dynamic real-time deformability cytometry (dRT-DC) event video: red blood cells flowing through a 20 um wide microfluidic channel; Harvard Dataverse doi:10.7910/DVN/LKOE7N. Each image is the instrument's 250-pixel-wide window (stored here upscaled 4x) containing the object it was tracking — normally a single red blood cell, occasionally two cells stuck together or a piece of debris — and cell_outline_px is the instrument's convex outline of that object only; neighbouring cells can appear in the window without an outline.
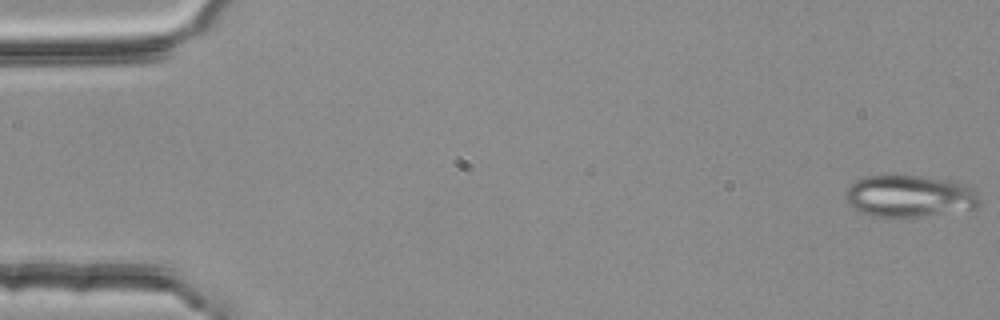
{"species": "common noctule bat (a hibernating species)", "species_latin": "Nyctalus noctula", "temperature_condition": "room temperature", "stored_images_in_passage": 4, "camera_frame_rate_fps": 3000, "um_per_image_px": 0.085, "animal": {"sex": "female", "body_mass_g": 25.1}, "frame": {"image": 1, "passage_image": 1, "time_ms": 0.0, "image_size_px": [1000, 320], "cell_outline_px": [[980, 204], [976, 208], [924, 216], [872, 216], [860, 212], [852, 208], [844, 200], [844, 192], [856, 180], [864, 176], [892, 172], [948, 180], [968, 184], [976, 188], [980, 196]], "centroid_in_image_um": [77.3, 16.62], "position_along_channel_um": 7.7, "area_um2": 33.81}}